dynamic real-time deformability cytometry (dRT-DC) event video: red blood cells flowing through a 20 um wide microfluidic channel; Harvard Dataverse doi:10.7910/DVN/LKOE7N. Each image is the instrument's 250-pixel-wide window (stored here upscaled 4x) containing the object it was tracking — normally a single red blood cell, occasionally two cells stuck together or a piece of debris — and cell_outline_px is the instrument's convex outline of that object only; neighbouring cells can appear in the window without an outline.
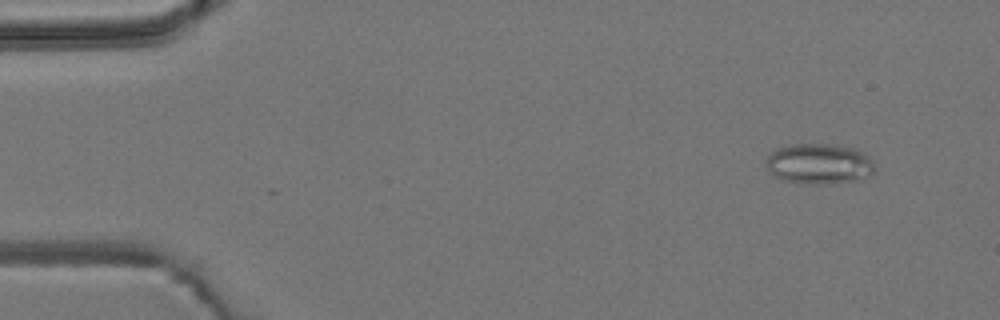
{"species": "common noctule bat (a hibernating species)", "species_latin": "Nyctalus noctula", "temperature_condition": "room temperature", "stored_images_in_passage": 5, "camera_frame_rate_fps": 3000, "um_per_image_px": 0.085, "animal": {"sex": "male", "body_mass_g": 19.2, "forearm_length_mm": 51.8}, "frame": {"image": 1, "passage_image": 2, "time_ms": 1.333, "image_size_px": [1000, 320], "cell_outline_px": [[872, 172], [856, 180], [820, 184], [812, 184], [784, 180], [768, 172], [764, 164], [768, 152], [792, 144], [828, 144], [856, 148], [868, 156], [872, 160]], "centroid_in_image_um": [69.54, 13.9], "position_along_channel_um": 15.5, "area_um2": 25.37}}